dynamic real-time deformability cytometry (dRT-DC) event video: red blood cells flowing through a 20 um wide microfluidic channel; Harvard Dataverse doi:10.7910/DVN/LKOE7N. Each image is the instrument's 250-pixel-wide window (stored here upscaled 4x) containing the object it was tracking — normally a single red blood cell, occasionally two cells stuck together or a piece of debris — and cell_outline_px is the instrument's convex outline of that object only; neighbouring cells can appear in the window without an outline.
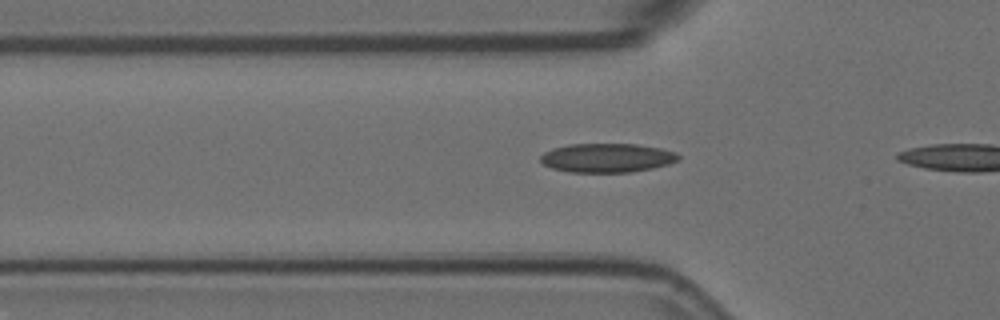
{"species": "Egyptian fruit bat (a non-hibernating species)", "species_latin": "Rousettus aegyptiacus", "temperature_condition": "room temperature", "stored_images_in_passage": 4, "camera_frame_rate_fps": 3000, "um_per_image_px": 0.085, "animal": {"sex": "female"}, "frame": {"image": 1, "passage_image": 2, "time_ms": 0.333, "image_size_px": [1000, 320], "cell_outline_px": [[680, 160], [668, 164], [652, 168], [628, 172], [568, 172], [552, 168], [544, 164], [540, 160], [540, 156], [544, 152], [552, 148], [568, 144], [636, 144], [660, 148], [676, 152], [680, 156]], "centroid_in_image_um": [51.59, 13.41], "position_along_channel_um": 74.2, "area_um2": 23.35}}